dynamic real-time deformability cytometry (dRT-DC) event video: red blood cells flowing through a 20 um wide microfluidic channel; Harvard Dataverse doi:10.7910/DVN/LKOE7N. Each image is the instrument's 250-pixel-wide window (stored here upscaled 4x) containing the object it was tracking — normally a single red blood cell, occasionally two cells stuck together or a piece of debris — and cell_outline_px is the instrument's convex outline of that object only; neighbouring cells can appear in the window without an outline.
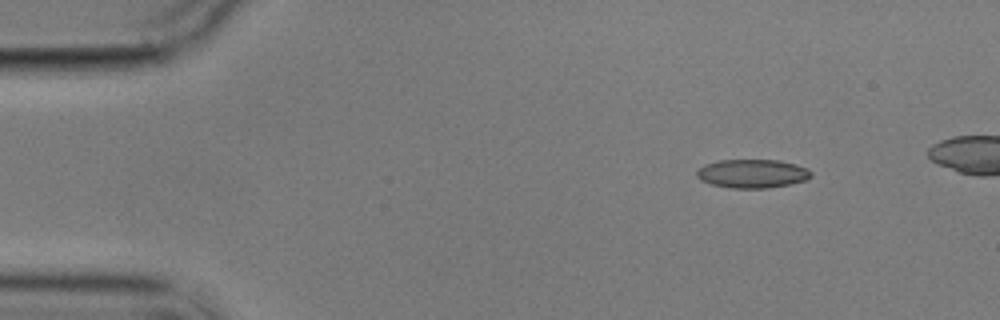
{"species": "common noctule bat (a hibernating species)", "species_latin": "Nyctalus noctula", "temperature_condition": "cold", "stored_images_in_passage": 4, "camera_frame_rate_fps": 3000, "um_per_image_px": 0.085, "animal": {"sex": "male", "body_mass_g": 17.9}, "frame": {"image": 1, "passage_image": 1, "time_ms": 0.0, "image_size_px": [1000, 320], "cell_outline_px": [[812, 176], [804, 180], [792, 184], [768, 188], [732, 188], [712, 184], [700, 180], [696, 176], [696, 172], [704, 164], [720, 160], [780, 160], [796, 164], [808, 168], [812, 172]], "centroid_in_image_um": [63.97, 14.75], "position_along_channel_um": 21.0, "area_um2": 19.19}}